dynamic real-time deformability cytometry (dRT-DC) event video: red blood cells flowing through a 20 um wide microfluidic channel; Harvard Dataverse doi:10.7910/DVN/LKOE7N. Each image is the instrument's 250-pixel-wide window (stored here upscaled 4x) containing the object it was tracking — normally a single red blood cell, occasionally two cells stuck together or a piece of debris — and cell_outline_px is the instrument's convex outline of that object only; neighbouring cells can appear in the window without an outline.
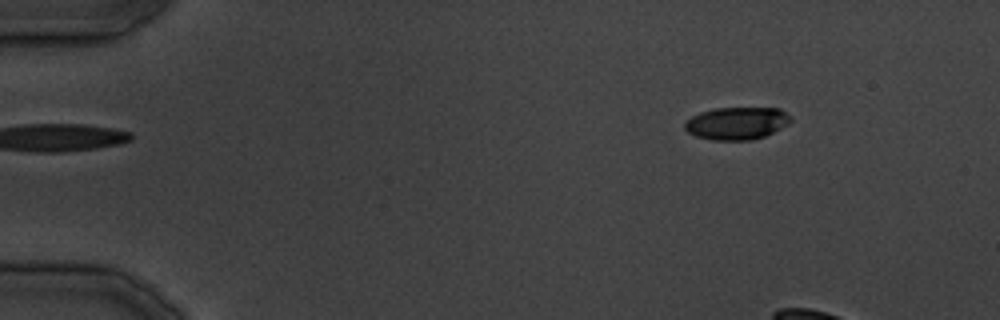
{"species": "common noctule bat (a hibernating species)", "species_latin": "Nyctalus noctula", "temperature_condition": "cold", "stored_images_in_passage": 6, "camera_frame_rate_fps": 3000, "um_per_image_px": 0.085, "animal": {"sex": "male", "body_mass_g": 19.5, "forearm_length_mm": 54.6}, "frame": {"image": 1, "passage_image": 1, "time_ms": 0.0, "image_size_px": [1000, 320], "cell_outline_px": [[792, 120], [788, 124], [764, 136], [752, 140], [712, 140], [696, 136], [688, 132], [684, 128], [684, 124], [692, 116], [700, 112], [716, 108], [780, 108], [792, 116]], "centroid_in_image_um": [62.64, 10.47], "position_along_channel_um": 22.4, "area_um2": 20.06}}